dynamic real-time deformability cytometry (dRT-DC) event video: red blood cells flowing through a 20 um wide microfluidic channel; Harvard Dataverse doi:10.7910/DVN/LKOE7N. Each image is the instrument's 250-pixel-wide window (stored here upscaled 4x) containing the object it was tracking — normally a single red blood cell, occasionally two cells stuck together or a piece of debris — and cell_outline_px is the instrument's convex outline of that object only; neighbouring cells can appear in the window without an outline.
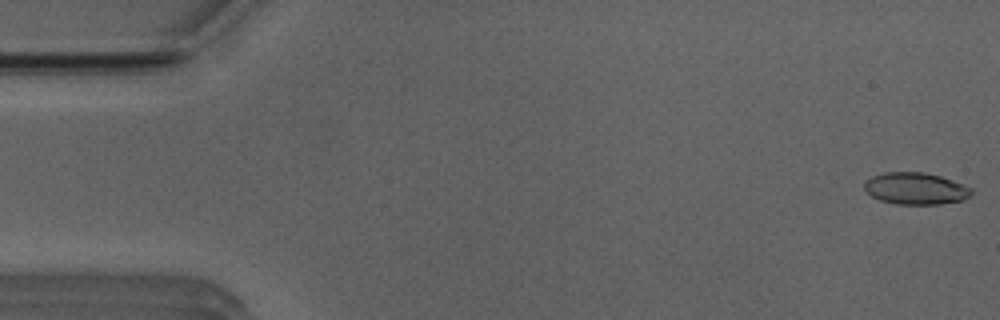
{"species": "Egyptian fruit bat (a non-hibernating species)", "species_latin": "Rousettus aegyptiacus", "temperature_condition": "room temperature", "stored_images_in_passage": 52, "camera_frame_rate_fps": 3000, "um_per_image_px": 0.085, "animal": {"sex": "male"}, "frame": {"image": 1, "passage_image": 1, "time_ms": 0.0, "image_size_px": [1000, 320], "cell_outline_px": [[972, 196], [964, 200], [940, 204], [896, 204], [880, 200], [872, 196], [864, 188], [864, 184], [872, 176], [884, 172], [924, 172], [940, 176], [952, 180], [972, 188]], "centroid_in_image_um": [77.86, 16.03], "position_along_channel_um": 7.1, "area_um2": 19.88}}
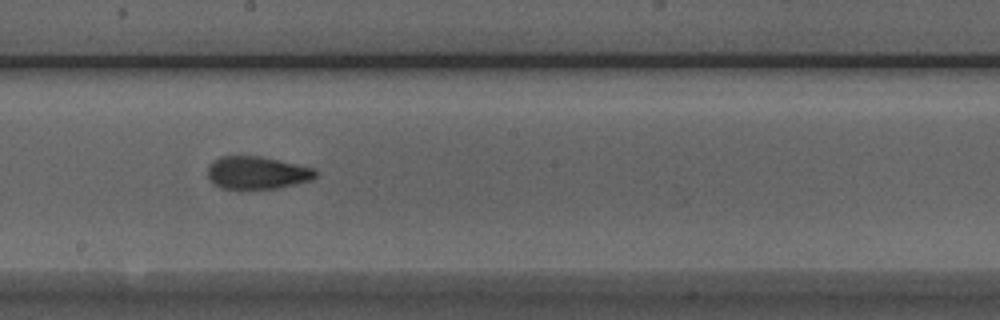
{"frame": {"image": 2, "passage_image": 28, "time_ms": 9.0, "image_size_px": [1000, 320], "cell_outline_px": [[316, 176], [312, 180], [276, 188], [240, 192], [220, 188], [212, 184], [208, 176], [208, 164], [220, 156], [260, 156], [296, 164], [312, 168], [316, 172]], "centroid_in_image_um": [21.76, 14.73], "position_along_channel_um": 226.4, "area_um2": 21.15}}
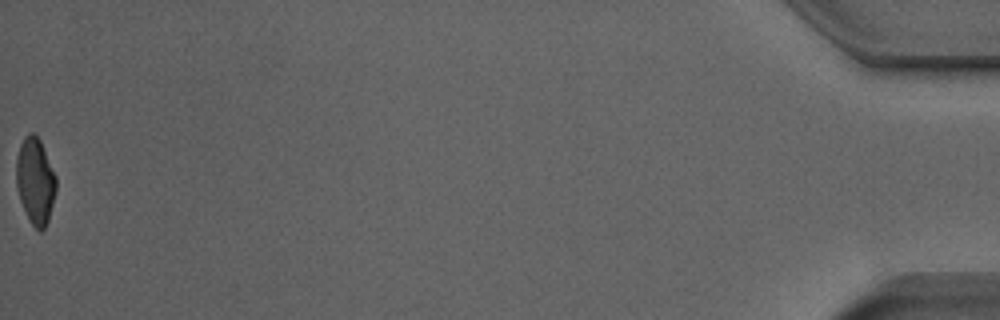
{"frame": {"image": 3, "passage_image": 52, "time_ms": 17.0, "image_size_px": [1000, 320], "cell_outline_px": [[56, 188], [48, 220], [44, 228], [40, 232], [28, 220], [20, 200], [16, 184], [16, 160], [20, 144], [24, 136], [28, 132], [32, 132], [40, 140], [56, 176]], "centroid_in_image_um": [2.98, 15.37], "position_along_channel_um": 432.2, "area_um2": 19.94}, "authors_computed_cell_mechanics": {"area_um2": 20.519, "velocity_mm_per_s": 3.9429, "shape_relaxation_time_tau1_ms": 4.9909, "shape_relaxation_time_tau2_ms": 1.636, "deformation_change_tau1": 0.175, "deformation_change_tau2": 0.0708}}